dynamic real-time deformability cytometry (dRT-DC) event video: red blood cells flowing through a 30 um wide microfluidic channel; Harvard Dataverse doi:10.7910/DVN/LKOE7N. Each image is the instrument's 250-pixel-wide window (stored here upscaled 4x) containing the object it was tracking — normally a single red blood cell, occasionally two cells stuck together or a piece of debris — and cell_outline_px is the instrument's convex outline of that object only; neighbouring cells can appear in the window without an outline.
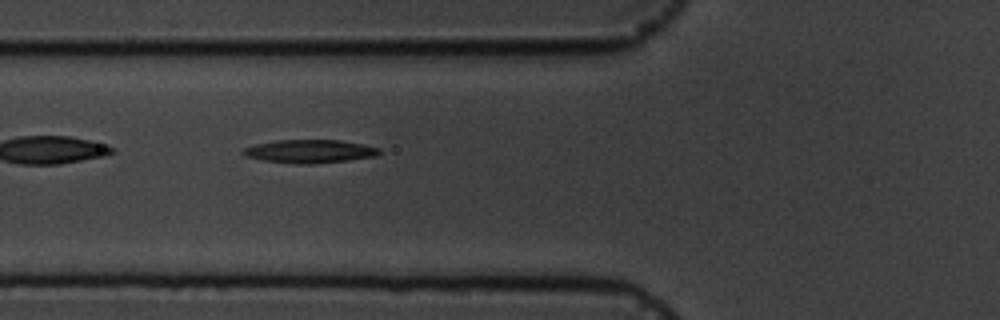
{"species": "common noctule bat (a hibernating species)", "species_latin": "Nyctalus noctula", "temperature_condition": "cold", "stored_images_in_passage": 2, "camera_frame_rate_fps": 3000, "um_per_image_px": 0.085, "animal": {"sex": "male", "body_mass_g": 19.5, "forearm_length_mm": 54.6}, "frame": {"image": 1, "passage_image": 2, "time_ms": 1.333, "image_size_px": [1000, 320], "cell_outline_px": [[380, 152], [376, 156], [348, 160], [312, 164], [296, 164], [264, 160], [248, 156], [240, 152], [244, 148], [256, 144], [276, 140], [340, 140], [364, 144], [380, 148]], "centroid_in_image_um": [26.35, 12.86], "position_along_channel_um": 99.5, "area_um2": 18.38}}